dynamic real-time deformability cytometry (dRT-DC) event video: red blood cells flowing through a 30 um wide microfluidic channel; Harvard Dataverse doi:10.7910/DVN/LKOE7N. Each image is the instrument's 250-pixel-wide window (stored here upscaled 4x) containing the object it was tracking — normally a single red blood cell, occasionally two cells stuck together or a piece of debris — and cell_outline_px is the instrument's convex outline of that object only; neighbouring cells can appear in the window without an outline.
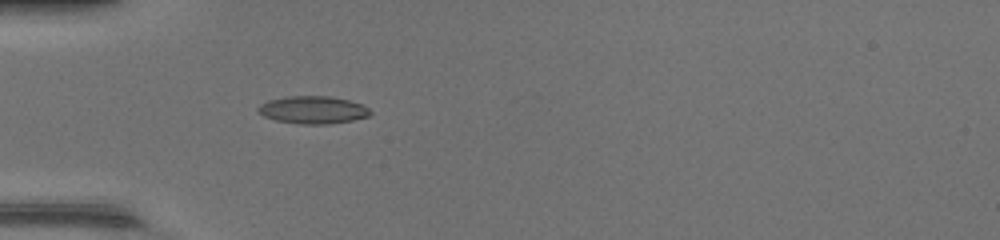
{"species": "common noctule bat (a hibernating species)", "species_latin": "Nyctalus noctula", "temperature_condition": "warm", "stored_images_in_passage": 33, "camera_frame_rate_fps": 3000, "um_per_image_px": 0.085, "animal": {"sex": "female", "body_mass_g": 17.0, "forearm_length_mm": 48.0}, "frame": {"image": 1, "passage_image": 1, "time_ms": 0.0, "image_size_px": [1000, 240], "cell_outline_px": [[372, 112], [368, 116], [352, 120], [328, 124], [300, 124], [276, 120], [264, 116], [256, 112], [256, 108], [260, 104], [268, 100], [288, 96], [328, 96], [348, 100], [364, 104]], "centroid_in_image_um": [26.58, 9.34], "position_along_channel_um": 58.4, "area_um2": 18.09}}
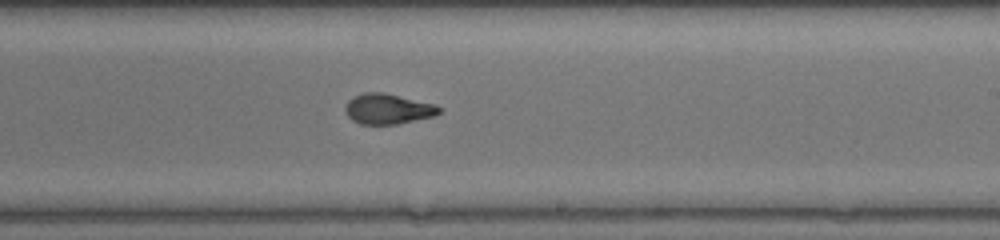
{"frame": {"image": 2, "passage_image": 15, "time_ms": 4.667, "image_size_px": [1000, 240], "cell_outline_px": [[444, 108], [440, 112], [432, 116], [396, 124], [360, 124], [352, 120], [348, 116], [344, 108], [348, 100], [364, 92], [380, 92], [432, 104]], "centroid_in_image_um": [32.93, 9.27], "position_along_channel_um": 256.1, "area_um2": 16.18}}
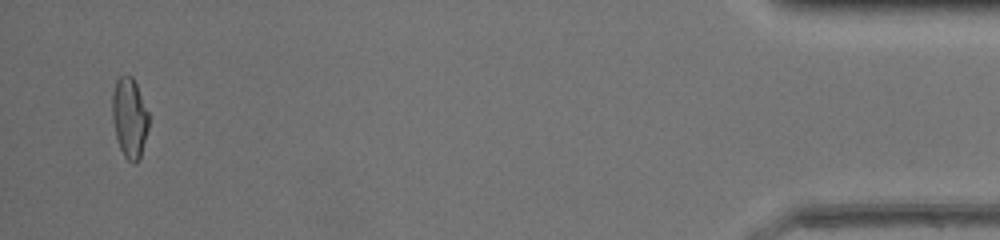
{"frame": {"image": 3, "passage_image": 32, "time_ms": 10.333, "image_size_px": [1000, 240], "cell_outline_px": [[148, 128], [140, 160], [136, 164], [132, 164], [124, 156], [120, 148], [116, 136], [112, 120], [112, 92], [116, 80], [120, 76], [132, 76], [136, 84], [148, 112]], "centroid_in_image_um": [11.0, 10.05], "position_along_channel_um": 424.2, "area_um2": 17.05}, "authors_computed_cell_mechanics": {"area_um2": 16.9932, "velocity_mm_per_s": 4.3916, "shape_relaxation_time_tau1_ms": 10.0109, "shape_relaxation_time_tau2_ms": 1.191, "deformation_change_tau1": 0.3556, "deformation_change_tau2": 0.0684}}